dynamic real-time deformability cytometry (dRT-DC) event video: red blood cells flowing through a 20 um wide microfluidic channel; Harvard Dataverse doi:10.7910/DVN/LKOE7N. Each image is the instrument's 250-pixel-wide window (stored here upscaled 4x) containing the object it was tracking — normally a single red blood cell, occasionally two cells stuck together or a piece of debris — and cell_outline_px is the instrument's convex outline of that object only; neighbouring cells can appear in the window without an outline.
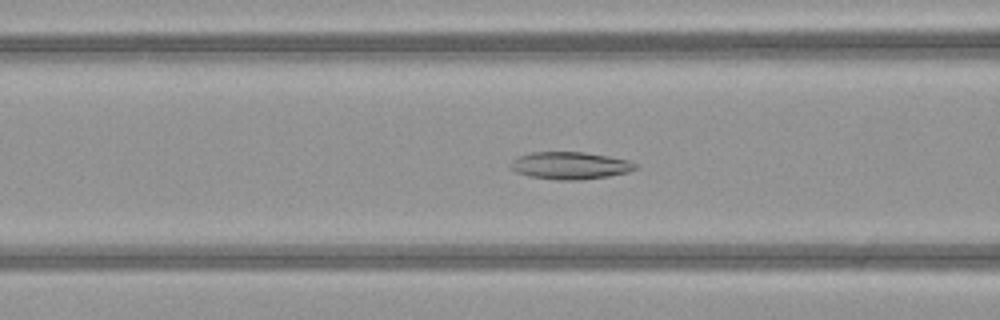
{"species": "common noctule bat (a hibernating species)", "species_latin": "Nyctalus noctula", "temperature_condition": "warm", "stored_images_in_passage": 44, "camera_frame_rate_fps": 3000, "um_per_image_px": 0.085, "animal": {"sex": "female", "body_mass_g": 21.9}, "frame": {"image": 1, "passage_image": 21, "time_ms": 6.667, "image_size_px": [1000, 320], "cell_outline_px": [[640, 168], [628, 172], [608, 176], [580, 180], [556, 180], [528, 176], [516, 172], [508, 164], [512, 160], [520, 156], [532, 152], [584, 152], [608, 156], [628, 160], [640, 164]], "centroid_in_image_um": [48.5, 14.07], "position_along_channel_um": 118.1, "area_um2": 20.06}}
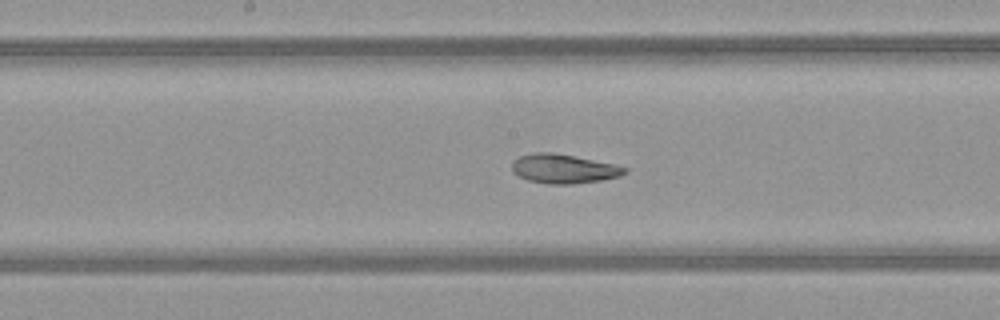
{"frame": {"image": 2, "passage_image": 27, "time_ms": 8.667, "image_size_px": [1000, 320], "cell_outline_px": [[628, 172], [620, 176], [604, 180], [572, 184], [548, 184], [528, 180], [516, 176], [512, 172], [512, 160], [520, 156], [532, 152], [552, 152], [612, 164], [628, 168]], "centroid_in_image_um": [47.87, 14.35], "position_along_channel_um": 200.3, "area_um2": 19.25}}
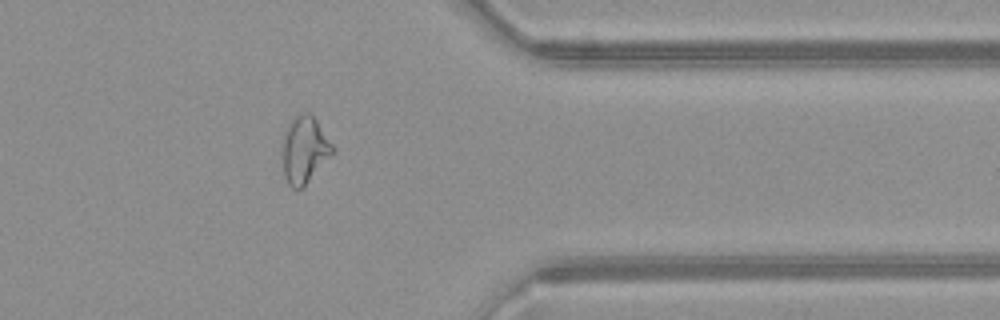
{"frame": {"image": 3, "passage_image": 40, "time_ms": 13.0, "image_size_px": [1000, 320], "cell_outline_px": [[332, 152], [308, 180], [300, 188], [292, 188], [288, 184], [284, 176], [280, 152], [284, 136], [288, 124], [296, 116], [304, 112], [308, 112], [316, 120], [332, 144]], "centroid_in_image_um": [25.8, 12.71], "position_along_channel_um": 385.6, "area_um2": 18.96}}